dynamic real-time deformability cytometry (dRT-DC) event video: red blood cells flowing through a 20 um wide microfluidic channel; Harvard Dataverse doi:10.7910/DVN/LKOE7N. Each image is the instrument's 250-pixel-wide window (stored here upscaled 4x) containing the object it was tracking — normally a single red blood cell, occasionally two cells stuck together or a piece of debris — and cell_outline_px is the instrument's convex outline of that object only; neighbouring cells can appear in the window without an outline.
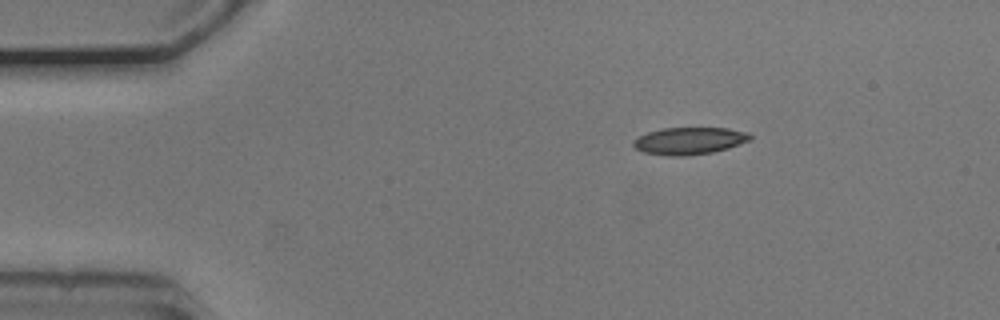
{"species": "common noctule bat (a hibernating species)", "species_latin": "Nyctalus noctula", "temperature_condition": "cold", "stored_images_in_passage": 46, "camera_frame_rate_fps": 3000, "um_per_image_px": 0.085, "animal": {"sex": "male", "body_mass_g": 20.5, "forearm_length_mm": 52.5}, "frame": {"image": 1, "passage_image": 1, "time_ms": 0.0, "image_size_px": [1000, 320], "cell_outline_px": [[752, 140], [728, 148], [712, 152], [684, 156], [672, 156], [644, 152], [636, 148], [632, 144], [632, 140], [648, 132], [664, 128], [728, 128], [748, 132], [752, 136]], "centroid_in_image_um": [58.62, 11.96], "position_along_channel_um": 26.4, "area_um2": 18.44}}
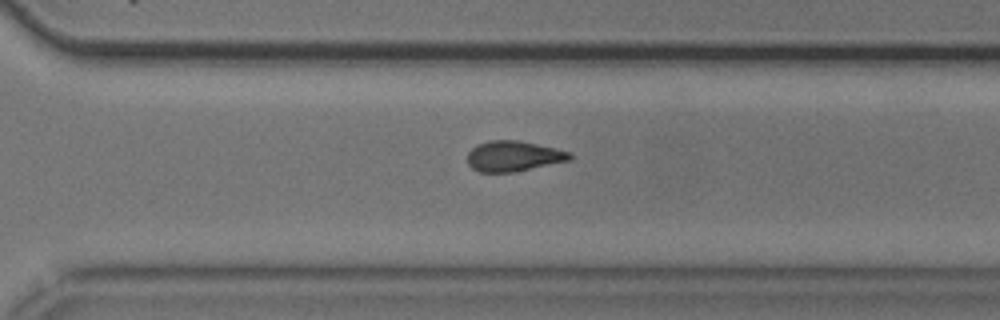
{"frame": {"image": 2, "passage_image": 30, "time_ms": 9.667, "image_size_px": [1000, 320], "cell_outline_px": [[572, 156], [568, 160], [512, 172], [480, 172], [472, 168], [468, 164], [468, 152], [472, 148], [488, 140], [520, 140], [556, 148], [572, 152]], "centroid_in_image_um": [43.63, 13.26], "position_along_channel_um": 327.0, "area_um2": 17.98}}
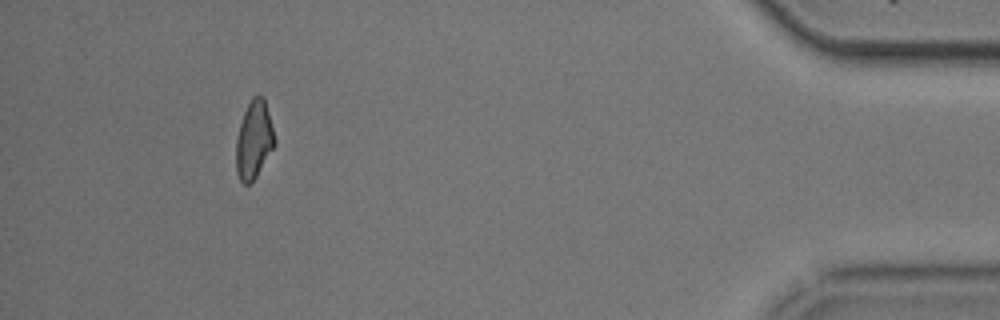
{"frame": {"image": 3, "passage_image": 42, "time_ms": 13.667, "image_size_px": [1000, 320], "cell_outline_px": [[276, 144], [256, 176], [248, 184], [244, 184], [240, 180], [236, 172], [236, 140], [240, 124], [244, 112], [252, 96], [264, 96], [276, 140]], "centroid_in_image_um": [21.59, 11.88], "position_along_channel_um": 413.6, "area_um2": 17.4}, "authors_computed_cell_mechanics": {"area_um2": 18.4671, "velocity_mm_per_s": 3.7424, "shape_relaxation_time_tau1_ms": 6.6146, "shape_relaxation_time_tau2_ms": 9.4438, "deformation_change_tau1": 0.1382, "deformation_change_tau2": 0.1701}}